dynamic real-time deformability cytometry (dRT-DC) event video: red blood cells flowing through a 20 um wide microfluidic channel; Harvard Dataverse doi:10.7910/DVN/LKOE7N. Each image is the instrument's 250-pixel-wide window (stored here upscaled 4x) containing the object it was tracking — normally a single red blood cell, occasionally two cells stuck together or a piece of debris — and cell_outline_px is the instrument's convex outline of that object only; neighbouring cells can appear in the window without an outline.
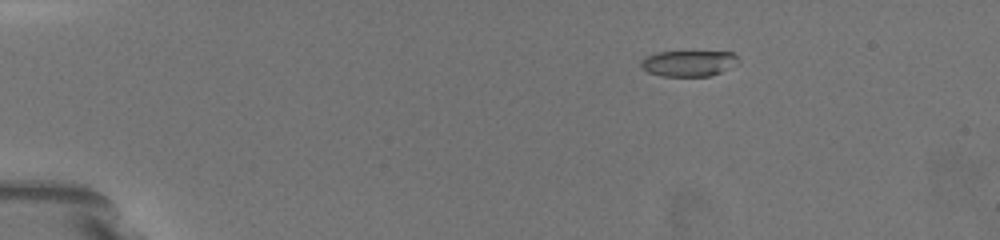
{"species": "common noctule bat (a hibernating species)", "species_latin": "Nyctalus noctula", "temperature_condition": "warm", "stored_images_in_passage": 4, "camera_frame_rate_fps": 3000, "um_per_image_px": 0.085, "animal": {"sex": "female", "body_mass_g": 19.5, "forearm_length_mm": 54.1}, "frame": {"image": 1, "passage_image": 1, "time_ms": 0.0, "image_size_px": [1000, 240], "cell_outline_px": [[740, 64], [712, 76], [664, 76], [648, 72], [640, 68], [640, 64], [648, 56], [656, 52], [732, 52], [740, 60]], "centroid_in_image_um": [58.59, 5.39], "position_along_channel_um": 26.4, "area_um2": 14.74}}